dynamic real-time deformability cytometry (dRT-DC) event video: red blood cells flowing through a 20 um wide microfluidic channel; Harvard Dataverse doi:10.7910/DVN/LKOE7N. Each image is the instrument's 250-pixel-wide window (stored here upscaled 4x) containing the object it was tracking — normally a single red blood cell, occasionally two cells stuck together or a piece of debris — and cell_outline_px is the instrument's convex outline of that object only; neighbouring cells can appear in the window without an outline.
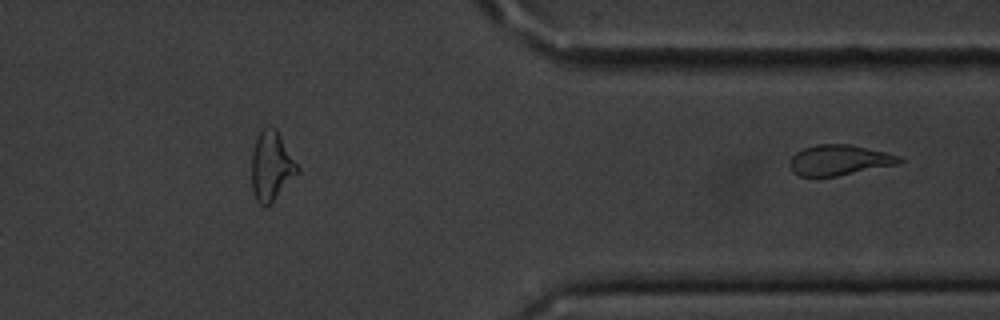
{"species": "common noctule bat (a hibernating species)", "species_latin": "Nyctalus noctula", "temperature_condition": "cold", "stored_images_in_passage": 40, "segment_of_instrument_passage": [2, 2], "camera_frame_rate_fps": 3000, "um_per_image_px": 0.085, "animal": {"sex": "male", "body_mass_g": 20.1, "forearm_length_mm": 53.5}, "frame": {"image": 1, "passage_image": 40, "time_ms": 13.0, "image_size_px": [1000, 320], "cell_outline_px": [[904, 160], [900, 164], [836, 176], [800, 176], [792, 168], [792, 156], [796, 152], [804, 148], [816, 144], [848, 144], [884, 152], [900, 156]], "centroid_in_image_um": [71.4, 13.6], "position_along_channel_um": 340.0, "area_um2": 19.07}}